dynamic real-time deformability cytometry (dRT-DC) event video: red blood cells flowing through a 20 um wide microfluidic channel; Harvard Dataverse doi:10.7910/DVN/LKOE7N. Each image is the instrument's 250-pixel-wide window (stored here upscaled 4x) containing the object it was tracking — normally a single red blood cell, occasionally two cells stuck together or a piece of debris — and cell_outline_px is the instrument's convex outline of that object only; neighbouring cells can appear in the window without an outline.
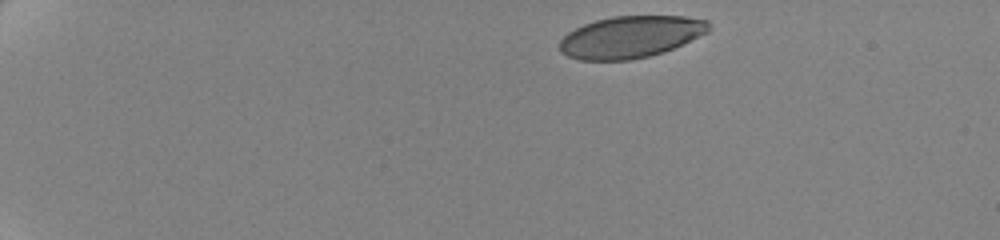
{"species": "human", "species_latin": "Homo sapiens", "temperature_condition": "cold", "stored_images_in_passage": 8, "camera_frame_rate_fps": 3000, "um_per_image_px": 0.085, "donor": {"sex": "female"}, "frame": {"image": 1, "passage_image": 1, "time_ms": 0.0, "image_size_px": [1000, 240], "cell_outline_px": [[712, 28], [708, 32], [664, 52], [648, 56], [628, 60], [580, 60], [568, 56], [560, 52], [560, 40], [568, 32], [584, 24], [596, 20], [612, 16], [684, 16], [708, 20]], "centroid_in_image_um": [53.61, 3.13], "position_along_channel_um": 31.4, "area_um2": 36.36}}
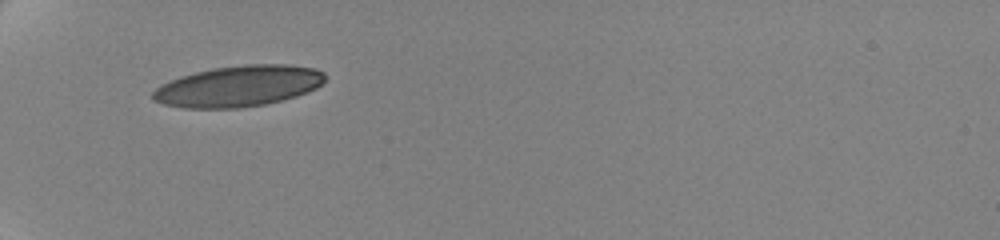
{"frame": {"image": 2, "passage_image": 5, "time_ms": 3.667, "image_size_px": [1000, 240], "cell_outline_px": [[324, 80], [316, 88], [308, 92], [296, 96], [264, 104], [240, 108], [184, 108], [164, 104], [152, 100], [152, 92], [160, 84], [180, 76], [212, 68], [244, 64], [292, 64], [316, 68], [324, 72]], "centroid_in_image_um": [20.26, 7.31], "position_along_channel_um": 64.7, "area_um2": 41.33}}